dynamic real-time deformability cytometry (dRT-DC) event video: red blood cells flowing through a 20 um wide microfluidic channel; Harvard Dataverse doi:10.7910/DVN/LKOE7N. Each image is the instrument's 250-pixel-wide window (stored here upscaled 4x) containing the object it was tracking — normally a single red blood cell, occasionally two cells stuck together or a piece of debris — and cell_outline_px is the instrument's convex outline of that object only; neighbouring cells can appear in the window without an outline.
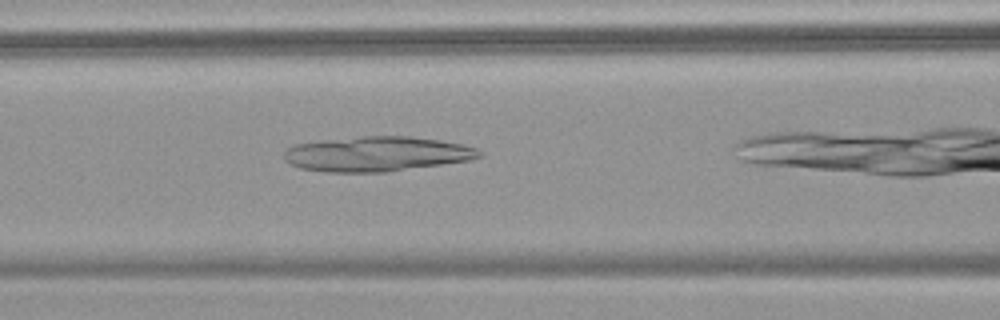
{"species": "common noctule bat (a hibernating species)", "species_latin": "Nyctalus noctula", "temperature_condition": "warm", "stored_images_in_passage": 38, "camera_frame_rate_fps": 3000, "um_per_image_px": 0.085, "animal": {"sex": "female", "body_mass_g": 18.4}, "frame": {"image": 1, "passage_image": 16, "time_ms": 5.0, "image_size_px": [1000, 320], "cell_outline_px": [[484, 156], [468, 160], [388, 172], [328, 172], [300, 168], [284, 160], [284, 152], [288, 148], [296, 144], [320, 140], [360, 136], [408, 136], [440, 140], [464, 144], [476, 148], [484, 152]], "centroid_in_image_um": [32.05, 13.08], "position_along_channel_um": 134.5, "area_um2": 39.82}}
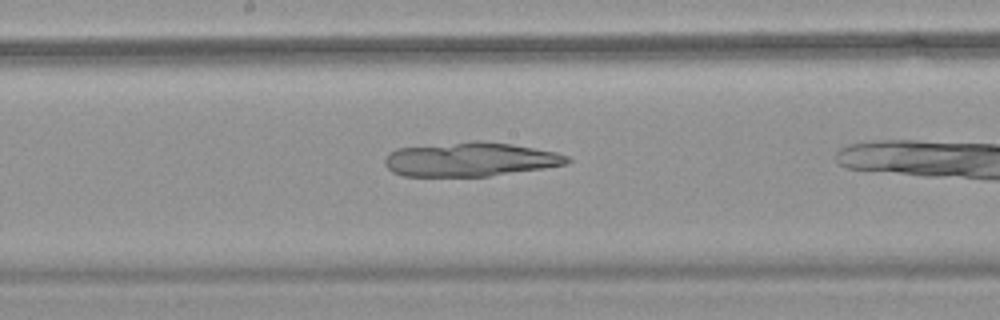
{"frame": {"image": 2, "passage_image": 22, "time_ms": 7.0, "image_size_px": [1000, 320], "cell_outline_px": [[572, 160], [568, 164], [544, 168], [488, 176], [404, 176], [392, 172], [384, 164], [384, 160], [388, 152], [396, 148], [472, 140], [480, 140], [512, 144], [556, 152], [568, 156]], "centroid_in_image_um": [39.95, 13.54], "position_along_channel_um": 208.2, "area_um2": 36.53}}
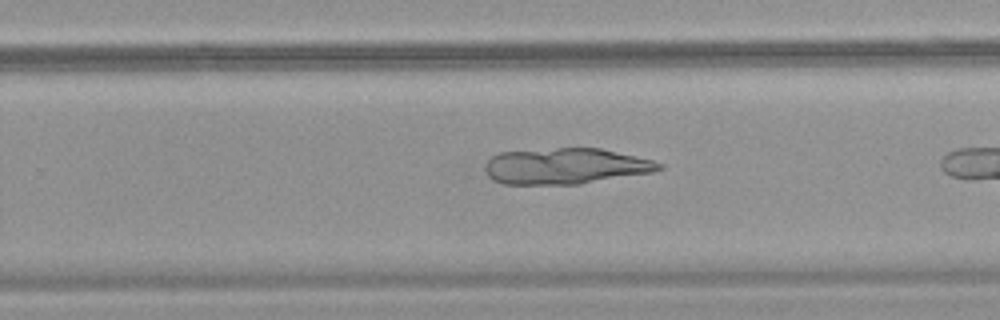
{"frame": {"image": 3, "passage_image": 28, "time_ms": 9.0, "image_size_px": [1000, 320], "cell_outline_px": [[664, 168], [652, 172], [580, 184], [504, 184], [492, 180], [488, 176], [484, 168], [484, 164], [492, 156], [500, 152], [556, 148], [600, 148], [652, 160], [664, 164]], "centroid_in_image_um": [48.05, 14.12], "position_along_channel_um": 281.8, "area_um2": 36.47}}